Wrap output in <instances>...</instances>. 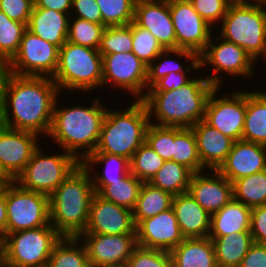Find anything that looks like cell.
Returning <instances> with one entry per match:
<instances>
[{"instance_id": "cell-5", "label": "cell", "mask_w": 266, "mask_h": 267, "mask_svg": "<svg viewBox=\"0 0 266 267\" xmlns=\"http://www.w3.org/2000/svg\"><path fill=\"white\" fill-rule=\"evenodd\" d=\"M116 110L107 109L93 153H107L130 160L145 142L150 124L148 111L142 100L133 101L125 110Z\"/></svg>"}, {"instance_id": "cell-54", "label": "cell", "mask_w": 266, "mask_h": 267, "mask_svg": "<svg viewBox=\"0 0 266 267\" xmlns=\"http://www.w3.org/2000/svg\"><path fill=\"white\" fill-rule=\"evenodd\" d=\"M7 227L6 191L0 198V238L4 240Z\"/></svg>"}, {"instance_id": "cell-55", "label": "cell", "mask_w": 266, "mask_h": 267, "mask_svg": "<svg viewBox=\"0 0 266 267\" xmlns=\"http://www.w3.org/2000/svg\"><path fill=\"white\" fill-rule=\"evenodd\" d=\"M14 181L10 176H0V198L5 194L7 187Z\"/></svg>"}, {"instance_id": "cell-34", "label": "cell", "mask_w": 266, "mask_h": 267, "mask_svg": "<svg viewBox=\"0 0 266 267\" xmlns=\"http://www.w3.org/2000/svg\"><path fill=\"white\" fill-rule=\"evenodd\" d=\"M47 267H90L84 244L78 237H62L54 246Z\"/></svg>"}, {"instance_id": "cell-21", "label": "cell", "mask_w": 266, "mask_h": 267, "mask_svg": "<svg viewBox=\"0 0 266 267\" xmlns=\"http://www.w3.org/2000/svg\"><path fill=\"white\" fill-rule=\"evenodd\" d=\"M206 171L193 173L188 192L212 215L233 198V183L218 170Z\"/></svg>"}, {"instance_id": "cell-7", "label": "cell", "mask_w": 266, "mask_h": 267, "mask_svg": "<svg viewBox=\"0 0 266 267\" xmlns=\"http://www.w3.org/2000/svg\"><path fill=\"white\" fill-rule=\"evenodd\" d=\"M52 80L59 91L87 92L103 88V58L101 53L87 46L66 41L59 49L58 65ZM65 89V90H64Z\"/></svg>"}, {"instance_id": "cell-33", "label": "cell", "mask_w": 266, "mask_h": 267, "mask_svg": "<svg viewBox=\"0 0 266 267\" xmlns=\"http://www.w3.org/2000/svg\"><path fill=\"white\" fill-rule=\"evenodd\" d=\"M192 175L193 172L186 166L168 160L149 183L175 196L188 192Z\"/></svg>"}, {"instance_id": "cell-45", "label": "cell", "mask_w": 266, "mask_h": 267, "mask_svg": "<svg viewBox=\"0 0 266 267\" xmlns=\"http://www.w3.org/2000/svg\"><path fill=\"white\" fill-rule=\"evenodd\" d=\"M129 267H173L169 252L137 246L127 261Z\"/></svg>"}, {"instance_id": "cell-3", "label": "cell", "mask_w": 266, "mask_h": 267, "mask_svg": "<svg viewBox=\"0 0 266 267\" xmlns=\"http://www.w3.org/2000/svg\"><path fill=\"white\" fill-rule=\"evenodd\" d=\"M214 88L206 77H195L176 90L146 92L142 101L147 108L150 123L191 128L204 120L206 103Z\"/></svg>"}, {"instance_id": "cell-32", "label": "cell", "mask_w": 266, "mask_h": 267, "mask_svg": "<svg viewBox=\"0 0 266 267\" xmlns=\"http://www.w3.org/2000/svg\"><path fill=\"white\" fill-rule=\"evenodd\" d=\"M173 195L150 183H143L138 200L132 210L135 226L142 220L153 217L172 207Z\"/></svg>"}, {"instance_id": "cell-28", "label": "cell", "mask_w": 266, "mask_h": 267, "mask_svg": "<svg viewBox=\"0 0 266 267\" xmlns=\"http://www.w3.org/2000/svg\"><path fill=\"white\" fill-rule=\"evenodd\" d=\"M251 208L232 198L219 211L211 215L208 237H220L233 232L250 231Z\"/></svg>"}, {"instance_id": "cell-49", "label": "cell", "mask_w": 266, "mask_h": 267, "mask_svg": "<svg viewBox=\"0 0 266 267\" xmlns=\"http://www.w3.org/2000/svg\"><path fill=\"white\" fill-rule=\"evenodd\" d=\"M189 73H193V72L169 73L165 77L157 80L147 90V92H162V91H171V90L179 89L181 86L187 84L192 79L189 77L190 76Z\"/></svg>"}, {"instance_id": "cell-14", "label": "cell", "mask_w": 266, "mask_h": 267, "mask_svg": "<svg viewBox=\"0 0 266 267\" xmlns=\"http://www.w3.org/2000/svg\"><path fill=\"white\" fill-rule=\"evenodd\" d=\"M102 58L103 90L107 85H113L108 87H115V90L123 89L136 100H142L147 92L145 89H147L148 66L133 52L102 55Z\"/></svg>"}, {"instance_id": "cell-1", "label": "cell", "mask_w": 266, "mask_h": 267, "mask_svg": "<svg viewBox=\"0 0 266 267\" xmlns=\"http://www.w3.org/2000/svg\"><path fill=\"white\" fill-rule=\"evenodd\" d=\"M59 93L51 77L9 73L5 89L4 126L39 136L48 135Z\"/></svg>"}, {"instance_id": "cell-51", "label": "cell", "mask_w": 266, "mask_h": 267, "mask_svg": "<svg viewBox=\"0 0 266 267\" xmlns=\"http://www.w3.org/2000/svg\"><path fill=\"white\" fill-rule=\"evenodd\" d=\"M239 267H266V245L254 242Z\"/></svg>"}, {"instance_id": "cell-56", "label": "cell", "mask_w": 266, "mask_h": 267, "mask_svg": "<svg viewBox=\"0 0 266 267\" xmlns=\"http://www.w3.org/2000/svg\"><path fill=\"white\" fill-rule=\"evenodd\" d=\"M4 257V252H3V239L0 238V260Z\"/></svg>"}, {"instance_id": "cell-13", "label": "cell", "mask_w": 266, "mask_h": 267, "mask_svg": "<svg viewBox=\"0 0 266 267\" xmlns=\"http://www.w3.org/2000/svg\"><path fill=\"white\" fill-rule=\"evenodd\" d=\"M220 89L215 87L210 93L204 121L234 141L241 140L246 115V90H233L220 97Z\"/></svg>"}, {"instance_id": "cell-8", "label": "cell", "mask_w": 266, "mask_h": 267, "mask_svg": "<svg viewBox=\"0 0 266 267\" xmlns=\"http://www.w3.org/2000/svg\"><path fill=\"white\" fill-rule=\"evenodd\" d=\"M62 237L50 223L9 233L3 240L4 259L9 267H47L53 248Z\"/></svg>"}, {"instance_id": "cell-4", "label": "cell", "mask_w": 266, "mask_h": 267, "mask_svg": "<svg viewBox=\"0 0 266 267\" xmlns=\"http://www.w3.org/2000/svg\"><path fill=\"white\" fill-rule=\"evenodd\" d=\"M94 194L90 173L80 164L49 196L50 224L63 237H78L86 229Z\"/></svg>"}, {"instance_id": "cell-19", "label": "cell", "mask_w": 266, "mask_h": 267, "mask_svg": "<svg viewBox=\"0 0 266 267\" xmlns=\"http://www.w3.org/2000/svg\"><path fill=\"white\" fill-rule=\"evenodd\" d=\"M83 233L121 235L136 234L132 210L94 194L89 219Z\"/></svg>"}, {"instance_id": "cell-41", "label": "cell", "mask_w": 266, "mask_h": 267, "mask_svg": "<svg viewBox=\"0 0 266 267\" xmlns=\"http://www.w3.org/2000/svg\"><path fill=\"white\" fill-rule=\"evenodd\" d=\"M102 15V25L123 26L134 20L136 0H96Z\"/></svg>"}, {"instance_id": "cell-18", "label": "cell", "mask_w": 266, "mask_h": 267, "mask_svg": "<svg viewBox=\"0 0 266 267\" xmlns=\"http://www.w3.org/2000/svg\"><path fill=\"white\" fill-rule=\"evenodd\" d=\"M39 135L0 127V164L2 169L15 180L32 158L38 143Z\"/></svg>"}, {"instance_id": "cell-43", "label": "cell", "mask_w": 266, "mask_h": 267, "mask_svg": "<svg viewBox=\"0 0 266 267\" xmlns=\"http://www.w3.org/2000/svg\"><path fill=\"white\" fill-rule=\"evenodd\" d=\"M133 54L147 66L164 50L157 39L147 30L132 22Z\"/></svg>"}, {"instance_id": "cell-36", "label": "cell", "mask_w": 266, "mask_h": 267, "mask_svg": "<svg viewBox=\"0 0 266 267\" xmlns=\"http://www.w3.org/2000/svg\"><path fill=\"white\" fill-rule=\"evenodd\" d=\"M233 198L250 208L266 205V170L235 180Z\"/></svg>"}, {"instance_id": "cell-53", "label": "cell", "mask_w": 266, "mask_h": 267, "mask_svg": "<svg viewBox=\"0 0 266 267\" xmlns=\"http://www.w3.org/2000/svg\"><path fill=\"white\" fill-rule=\"evenodd\" d=\"M9 73L7 64H0V127H4L5 89Z\"/></svg>"}, {"instance_id": "cell-30", "label": "cell", "mask_w": 266, "mask_h": 267, "mask_svg": "<svg viewBox=\"0 0 266 267\" xmlns=\"http://www.w3.org/2000/svg\"><path fill=\"white\" fill-rule=\"evenodd\" d=\"M214 245L218 267H239L254 243L250 231L233 232L220 237H209Z\"/></svg>"}, {"instance_id": "cell-9", "label": "cell", "mask_w": 266, "mask_h": 267, "mask_svg": "<svg viewBox=\"0 0 266 267\" xmlns=\"http://www.w3.org/2000/svg\"><path fill=\"white\" fill-rule=\"evenodd\" d=\"M42 150L41 146L36 149L14 181L23 189L50 196L81 162L66 151L47 155Z\"/></svg>"}, {"instance_id": "cell-15", "label": "cell", "mask_w": 266, "mask_h": 267, "mask_svg": "<svg viewBox=\"0 0 266 267\" xmlns=\"http://www.w3.org/2000/svg\"><path fill=\"white\" fill-rule=\"evenodd\" d=\"M176 35V49H187L198 56L210 42L214 28L194 9L189 0H169Z\"/></svg>"}, {"instance_id": "cell-50", "label": "cell", "mask_w": 266, "mask_h": 267, "mask_svg": "<svg viewBox=\"0 0 266 267\" xmlns=\"http://www.w3.org/2000/svg\"><path fill=\"white\" fill-rule=\"evenodd\" d=\"M250 233L254 242L266 245V205L251 208Z\"/></svg>"}, {"instance_id": "cell-12", "label": "cell", "mask_w": 266, "mask_h": 267, "mask_svg": "<svg viewBox=\"0 0 266 267\" xmlns=\"http://www.w3.org/2000/svg\"><path fill=\"white\" fill-rule=\"evenodd\" d=\"M59 48L25 30L16 55L7 64L10 73L19 76L53 77L58 65Z\"/></svg>"}, {"instance_id": "cell-59", "label": "cell", "mask_w": 266, "mask_h": 267, "mask_svg": "<svg viewBox=\"0 0 266 267\" xmlns=\"http://www.w3.org/2000/svg\"><path fill=\"white\" fill-rule=\"evenodd\" d=\"M102 267H129V266L128 264H117V265L102 266Z\"/></svg>"}, {"instance_id": "cell-37", "label": "cell", "mask_w": 266, "mask_h": 267, "mask_svg": "<svg viewBox=\"0 0 266 267\" xmlns=\"http://www.w3.org/2000/svg\"><path fill=\"white\" fill-rule=\"evenodd\" d=\"M143 182L130 172L115 182L106 185L98 195L103 199L133 210Z\"/></svg>"}, {"instance_id": "cell-42", "label": "cell", "mask_w": 266, "mask_h": 267, "mask_svg": "<svg viewBox=\"0 0 266 267\" xmlns=\"http://www.w3.org/2000/svg\"><path fill=\"white\" fill-rule=\"evenodd\" d=\"M132 22L129 25L105 27L98 51L101 55L132 52Z\"/></svg>"}, {"instance_id": "cell-44", "label": "cell", "mask_w": 266, "mask_h": 267, "mask_svg": "<svg viewBox=\"0 0 266 267\" xmlns=\"http://www.w3.org/2000/svg\"><path fill=\"white\" fill-rule=\"evenodd\" d=\"M145 142L162 157L164 161L172 160L174 127L159 126L150 123L146 130Z\"/></svg>"}, {"instance_id": "cell-52", "label": "cell", "mask_w": 266, "mask_h": 267, "mask_svg": "<svg viewBox=\"0 0 266 267\" xmlns=\"http://www.w3.org/2000/svg\"><path fill=\"white\" fill-rule=\"evenodd\" d=\"M34 4V8H47L70 14L72 0H34Z\"/></svg>"}, {"instance_id": "cell-31", "label": "cell", "mask_w": 266, "mask_h": 267, "mask_svg": "<svg viewBox=\"0 0 266 267\" xmlns=\"http://www.w3.org/2000/svg\"><path fill=\"white\" fill-rule=\"evenodd\" d=\"M185 58L189 62L188 66L183 67L179 61H175L172 56ZM165 57V58H164ZM168 57V58H167ZM174 59V60H173ZM160 62H159V61ZM192 66V67H191ZM200 69L199 56L187 49H166L163 50L157 58L148 65L147 68V90L159 79L165 77L172 72H191Z\"/></svg>"}, {"instance_id": "cell-57", "label": "cell", "mask_w": 266, "mask_h": 267, "mask_svg": "<svg viewBox=\"0 0 266 267\" xmlns=\"http://www.w3.org/2000/svg\"><path fill=\"white\" fill-rule=\"evenodd\" d=\"M246 1L256 3V4L266 5V0H246Z\"/></svg>"}, {"instance_id": "cell-60", "label": "cell", "mask_w": 266, "mask_h": 267, "mask_svg": "<svg viewBox=\"0 0 266 267\" xmlns=\"http://www.w3.org/2000/svg\"><path fill=\"white\" fill-rule=\"evenodd\" d=\"M0 176H9V175L2 169L1 164H0Z\"/></svg>"}, {"instance_id": "cell-40", "label": "cell", "mask_w": 266, "mask_h": 267, "mask_svg": "<svg viewBox=\"0 0 266 267\" xmlns=\"http://www.w3.org/2000/svg\"><path fill=\"white\" fill-rule=\"evenodd\" d=\"M104 29L102 24L70 16L67 41L98 50Z\"/></svg>"}, {"instance_id": "cell-16", "label": "cell", "mask_w": 266, "mask_h": 267, "mask_svg": "<svg viewBox=\"0 0 266 267\" xmlns=\"http://www.w3.org/2000/svg\"><path fill=\"white\" fill-rule=\"evenodd\" d=\"M78 238L86 248L90 267L127 264L137 247L136 234L82 233Z\"/></svg>"}, {"instance_id": "cell-61", "label": "cell", "mask_w": 266, "mask_h": 267, "mask_svg": "<svg viewBox=\"0 0 266 267\" xmlns=\"http://www.w3.org/2000/svg\"><path fill=\"white\" fill-rule=\"evenodd\" d=\"M261 58H264V59H265V62H266V53H265V54L263 55V57H261ZM265 65H266V64H265ZM258 91L263 92V93H266V90L264 91V90H261V89L259 90V89H258Z\"/></svg>"}, {"instance_id": "cell-10", "label": "cell", "mask_w": 266, "mask_h": 267, "mask_svg": "<svg viewBox=\"0 0 266 267\" xmlns=\"http://www.w3.org/2000/svg\"><path fill=\"white\" fill-rule=\"evenodd\" d=\"M215 35L212 34L214 38L211 36L206 49L199 55L200 68L206 67V65L213 67L211 76H205L207 80L215 87H221V82L224 81L221 74L230 75L231 78L233 76L234 80L239 79V76L242 79L243 77L244 79L245 77L253 78L254 66L257 63L242 47L225 41L223 38L220 39L218 35L215 38Z\"/></svg>"}, {"instance_id": "cell-48", "label": "cell", "mask_w": 266, "mask_h": 267, "mask_svg": "<svg viewBox=\"0 0 266 267\" xmlns=\"http://www.w3.org/2000/svg\"><path fill=\"white\" fill-rule=\"evenodd\" d=\"M74 13V14H73ZM102 24V15L96 0H72L70 16ZM76 14V16H74Z\"/></svg>"}, {"instance_id": "cell-29", "label": "cell", "mask_w": 266, "mask_h": 267, "mask_svg": "<svg viewBox=\"0 0 266 267\" xmlns=\"http://www.w3.org/2000/svg\"><path fill=\"white\" fill-rule=\"evenodd\" d=\"M241 140L266 146V93L246 91V115Z\"/></svg>"}, {"instance_id": "cell-27", "label": "cell", "mask_w": 266, "mask_h": 267, "mask_svg": "<svg viewBox=\"0 0 266 267\" xmlns=\"http://www.w3.org/2000/svg\"><path fill=\"white\" fill-rule=\"evenodd\" d=\"M81 164L90 173L97 194L110 182L122 179L130 172L129 159L107 153H91L81 161ZM99 164L104 165L102 173L96 169V165Z\"/></svg>"}, {"instance_id": "cell-22", "label": "cell", "mask_w": 266, "mask_h": 267, "mask_svg": "<svg viewBox=\"0 0 266 267\" xmlns=\"http://www.w3.org/2000/svg\"><path fill=\"white\" fill-rule=\"evenodd\" d=\"M266 170V146L244 140L234 141L231 151L218 171L231 183Z\"/></svg>"}, {"instance_id": "cell-58", "label": "cell", "mask_w": 266, "mask_h": 267, "mask_svg": "<svg viewBox=\"0 0 266 267\" xmlns=\"http://www.w3.org/2000/svg\"><path fill=\"white\" fill-rule=\"evenodd\" d=\"M0 267H9V265L6 263L4 257L0 260Z\"/></svg>"}, {"instance_id": "cell-17", "label": "cell", "mask_w": 266, "mask_h": 267, "mask_svg": "<svg viewBox=\"0 0 266 267\" xmlns=\"http://www.w3.org/2000/svg\"><path fill=\"white\" fill-rule=\"evenodd\" d=\"M135 231L137 246L146 249L170 252L185 239L172 207L140 221Z\"/></svg>"}, {"instance_id": "cell-47", "label": "cell", "mask_w": 266, "mask_h": 267, "mask_svg": "<svg viewBox=\"0 0 266 267\" xmlns=\"http://www.w3.org/2000/svg\"><path fill=\"white\" fill-rule=\"evenodd\" d=\"M34 5V0H0V11L11 20L28 25Z\"/></svg>"}, {"instance_id": "cell-26", "label": "cell", "mask_w": 266, "mask_h": 267, "mask_svg": "<svg viewBox=\"0 0 266 267\" xmlns=\"http://www.w3.org/2000/svg\"><path fill=\"white\" fill-rule=\"evenodd\" d=\"M173 267H218L212 240L185 238L170 252Z\"/></svg>"}, {"instance_id": "cell-11", "label": "cell", "mask_w": 266, "mask_h": 267, "mask_svg": "<svg viewBox=\"0 0 266 267\" xmlns=\"http://www.w3.org/2000/svg\"><path fill=\"white\" fill-rule=\"evenodd\" d=\"M6 207V235L50 223L49 196L23 189L15 181L6 189Z\"/></svg>"}, {"instance_id": "cell-20", "label": "cell", "mask_w": 266, "mask_h": 267, "mask_svg": "<svg viewBox=\"0 0 266 267\" xmlns=\"http://www.w3.org/2000/svg\"><path fill=\"white\" fill-rule=\"evenodd\" d=\"M147 29L164 50L176 49V35L169 10V0H136L134 20Z\"/></svg>"}, {"instance_id": "cell-39", "label": "cell", "mask_w": 266, "mask_h": 267, "mask_svg": "<svg viewBox=\"0 0 266 267\" xmlns=\"http://www.w3.org/2000/svg\"><path fill=\"white\" fill-rule=\"evenodd\" d=\"M164 162L162 157L144 142L129 160L130 173L143 183H149Z\"/></svg>"}, {"instance_id": "cell-24", "label": "cell", "mask_w": 266, "mask_h": 267, "mask_svg": "<svg viewBox=\"0 0 266 267\" xmlns=\"http://www.w3.org/2000/svg\"><path fill=\"white\" fill-rule=\"evenodd\" d=\"M172 208L185 238L209 236L211 214L204 210L189 192L175 195Z\"/></svg>"}, {"instance_id": "cell-25", "label": "cell", "mask_w": 266, "mask_h": 267, "mask_svg": "<svg viewBox=\"0 0 266 267\" xmlns=\"http://www.w3.org/2000/svg\"><path fill=\"white\" fill-rule=\"evenodd\" d=\"M69 15L47 8H33L27 29L60 49L67 41Z\"/></svg>"}, {"instance_id": "cell-38", "label": "cell", "mask_w": 266, "mask_h": 267, "mask_svg": "<svg viewBox=\"0 0 266 267\" xmlns=\"http://www.w3.org/2000/svg\"><path fill=\"white\" fill-rule=\"evenodd\" d=\"M27 25L0 11V64H8L19 50Z\"/></svg>"}, {"instance_id": "cell-23", "label": "cell", "mask_w": 266, "mask_h": 267, "mask_svg": "<svg viewBox=\"0 0 266 267\" xmlns=\"http://www.w3.org/2000/svg\"><path fill=\"white\" fill-rule=\"evenodd\" d=\"M192 130L197 141L198 156L206 170H218L232 149L234 140L204 120L193 125Z\"/></svg>"}, {"instance_id": "cell-2", "label": "cell", "mask_w": 266, "mask_h": 267, "mask_svg": "<svg viewBox=\"0 0 266 267\" xmlns=\"http://www.w3.org/2000/svg\"><path fill=\"white\" fill-rule=\"evenodd\" d=\"M101 101L100 97H95L90 102V107L79 104L59 107L57 98L46 138L52 137V141L58 145L56 147L72 154L79 162L84 160L95 151L100 138L101 126L108 109Z\"/></svg>"}, {"instance_id": "cell-46", "label": "cell", "mask_w": 266, "mask_h": 267, "mask_svg": "<svg viewBox=\"0 0 266 267\" xmlns=\"http://www.w3.org/2000/svg\"><path fill=\"white\" fill-rule=\"evenodd\" d=\"M196 12L213 28L226 15L231 0H189ZM214 25V26H213Z\"/></svg>"}, {"instance_id": "cell-6", "label": "cell", "mask_w": 266, "mask_h": 267, "mask_svg": "<svg viewBox=\"0 0 266 267\" xmlns=\"http://www.w3.org/2000/svg\"><path fill=\"white\" fill-rule=\"evenodd\" d=\"M219 24L217 35L242 47L256 63L266 53V5L231 2Z\"/></svg>"}, {"instance_id": "cell-35", "label": "cell", "mask_w": 266, "mask_h": 267, "mask_svg": "<svg viewBox=\"0 0 266 267\" xmlns=\"http://www.w3.org/2000/svg\"><path fill=\"white\" fill-rule=\"evenodd\" d=\"M172 161L189 168L193 173L205 171L197 151V141L192 128L174 127Z\"/></svg>"}]
</instances>
